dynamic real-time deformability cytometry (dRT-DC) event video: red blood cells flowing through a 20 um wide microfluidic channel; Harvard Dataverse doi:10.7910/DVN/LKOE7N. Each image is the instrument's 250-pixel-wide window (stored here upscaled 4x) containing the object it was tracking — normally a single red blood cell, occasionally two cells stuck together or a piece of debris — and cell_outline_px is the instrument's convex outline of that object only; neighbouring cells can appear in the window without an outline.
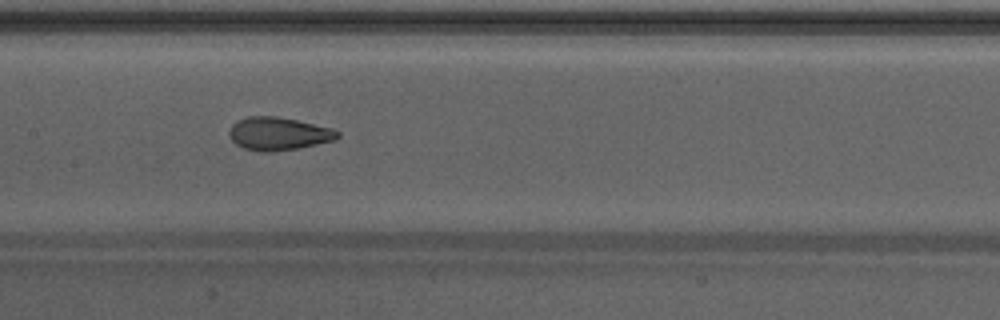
{"species": "Egyptian fruit bat (a non-hibernating species)", "species_latin": "Rousettus aegyptiacus", "temperature_condition": "warm", "stored_images_in_passage": 15, "camera_frame_rate_fps": 3000, "um_per_image_px": 0.085, "animal": {"sex": "male"}, "frame": {"image": 1, "passage_image": 9, "time_ms": 2.667, "image_size_px": [1000, 320], "cell_outline_px": [[340, 136], [336, 140], [296, 148], [272, 152], [260, 152], [244, 148], [236, 144], [232, 140], [228, 132], [232, 124], [236, 120], [248, 116], [276, 116], [296, 120], [332, 128], [340, 132]], "centroid_in_image_um": [23.65, 11.36], "position_along_channel_um": 183.7, "area_um2": 20.87}}